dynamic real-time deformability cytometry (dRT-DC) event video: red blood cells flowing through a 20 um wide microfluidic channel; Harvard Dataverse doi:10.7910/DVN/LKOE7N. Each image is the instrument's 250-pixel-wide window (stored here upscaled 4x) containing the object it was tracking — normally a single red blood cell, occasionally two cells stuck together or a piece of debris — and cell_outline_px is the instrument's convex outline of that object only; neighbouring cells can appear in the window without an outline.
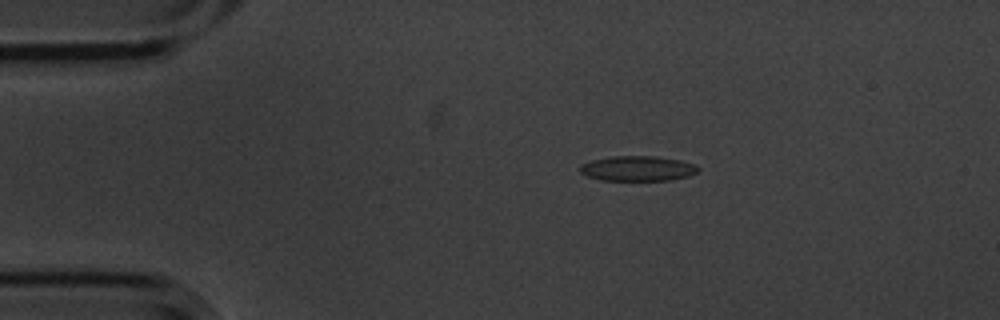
{"species": "common noctule bat (a hibernating species)", "species_latin": "Nyctalus noctula", "temperature_condition": "cold", "stored_images_in_passage": 4, "camera_frame_rate_fps": 3000, "um_per_image_px": 0.085, "animal": {"sex": "male", "body_mass_g": 20.1, "forearm_length_mm": 53.5}, "frame": {"image": 1, "passage_image": 2, "time_ms": 0.333, "image_size_px": [1000, 320], "cell_outline_px": [[700, 168], [696, 172], [688, 176], [672, 180], [600, 180], [588, 176], [580, 172], [580, 168], [584, 164], [592, 160], [612, 156], [652, 156], [680, 160], [692, 164]], "centroid_in_image_um": [54.2, 14.32], "position_along_channel_um": 30.8, "area_um2": 16.99}}